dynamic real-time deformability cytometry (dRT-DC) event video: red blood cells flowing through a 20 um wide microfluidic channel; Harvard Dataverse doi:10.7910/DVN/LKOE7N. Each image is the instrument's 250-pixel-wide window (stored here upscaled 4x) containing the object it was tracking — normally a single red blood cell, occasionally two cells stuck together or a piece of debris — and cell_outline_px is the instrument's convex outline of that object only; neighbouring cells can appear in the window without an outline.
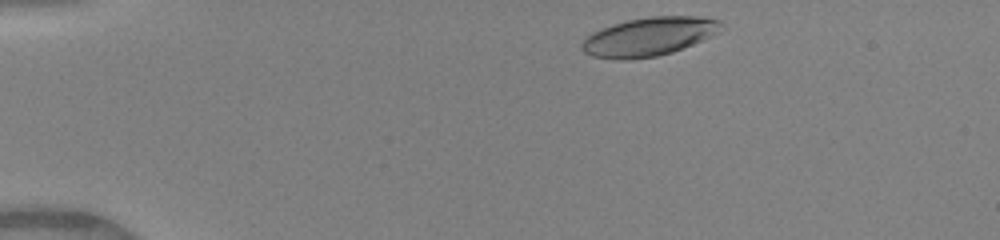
{"species": "human", "species_latin": "Homo sapiens", "temperature_condition": "warm", "stored_images_in_passage": 30, "camera_frame_rate_fps": 3000, "um_per_image_px": 0.085, "donor": {"sex": "female"}, "frame": {"image": 1, "passage_image": 2, "time_ms": 0.333, "image_size_px": [1000, 240], "cell_outline_px": [[724, 24], [716, 32], [692, 44], [672, 52], [656, 56], [628, 60], [620, 60], [592, 56], [584, 52], [580, 48], [580, 44], [592, 32], [612, 24], [628, 20], [652, 16], [700, 16], [720, 20]], "centroid_in_image_um": [55.11, 3.11], "position_along_channel_um": 29.9, "area_um2": 31.1}}
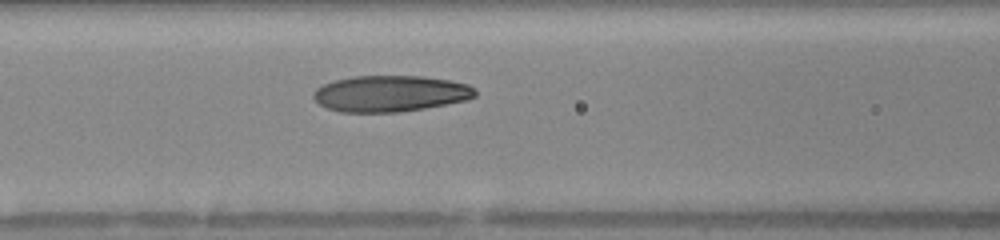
{"frame": {"image": 2, "passage_image": 15, "time_ms": 4.667, "image_size_px": [1000, 240], "cell_outline_px": [[476, 96], [464, 100], [424, 108], [400, 112], [340, 112], [328, 108], [320, 104], [312, 96], [312, 92], [316, 88], [332, 80], [352, 76], [424, 76], [448, 80], [468, 84], [476, 92]], "centroid_in_image_um": [33.12, 7.94], "position_along_channel_um": 133.5, "area_um2": 34.04}}
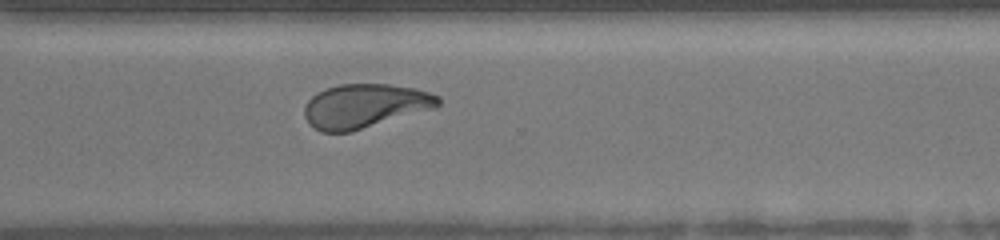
{"frame": {"image": 3, "passage_image": 30, "time_ms": 9.667, "image_size_px": [1000, 240], "cell_outline_px": [[440, 104], [436, 108], [352, 132], [320, 132], [308, 124], [304, 116], [304, 104], [312, 96], [328, 88], [340, 84], [388, 84], [416, 88], [440, 96]], "centroid_in_image_um": [31.01, 9.02], "position_along_channel_um": 339.6, "area_um2": 34.62}}